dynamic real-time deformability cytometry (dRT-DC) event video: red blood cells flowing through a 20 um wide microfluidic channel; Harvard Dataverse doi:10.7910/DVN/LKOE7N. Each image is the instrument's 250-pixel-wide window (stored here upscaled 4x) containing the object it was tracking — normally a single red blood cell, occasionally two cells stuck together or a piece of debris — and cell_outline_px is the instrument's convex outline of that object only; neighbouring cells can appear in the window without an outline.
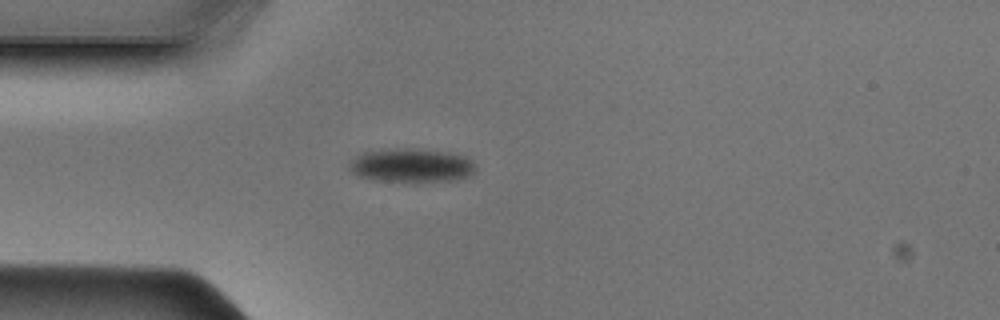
{"species": "Egyptian fruit bat (a non-hibernating species)", "species_latin": "Rousettus aegyptiacus", "temperature_condition": "cold", "stored_images_in_passage": 27, "camera_frame_rate_fps": 3000, "um_per_image_px": 0.085, "animal": {"sex": "male"}, "frame": {"image": 1, "passage_image": 1, "time_ms": 0.0, "image_size_px": [1000, 320], "cell_outline_px": [[476, 168], [464, 180], [416, 184], [408, 184], [368, 180], [352, 172], [348, 168], [348, 164], [356, 156], [364, 152], [404, 148], [408, 148], [448, 152], [464, 156], [472, 160], [476, 164]], "centroid_in_image_um": [35.0, 14.13], "position_along_channel_um": 50.0, "area_um2": 25.95}}
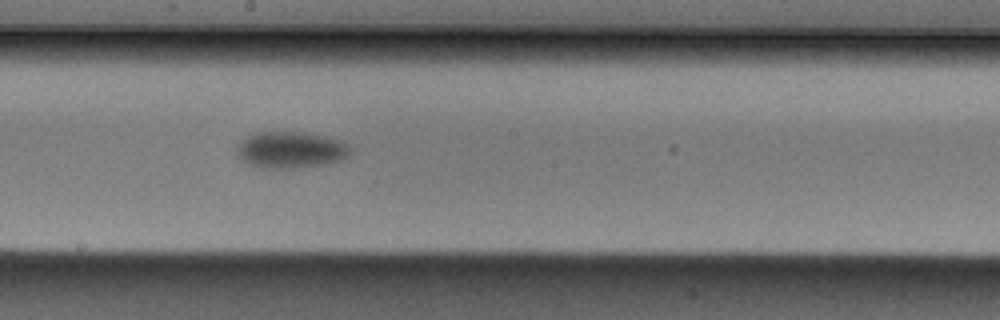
{"frame": {"image": 2, "passage_image": 14, "time_ms": 4.333, "image_size_px": [1000, 320], "cell_outline_px": [[352, 148], [348, 156], [340, 160], [324, 164], [296, 168], [260, 168], [248, 164], [240, 156], [236, 148], [248, 136], [256, 132], [304, 132], [324, 136], [340, 140], [348, 144]], "centroid_in_image_um": [24.75, 12.74], "position_along_channel_um": 223.5, "area_um2": 23.99}}
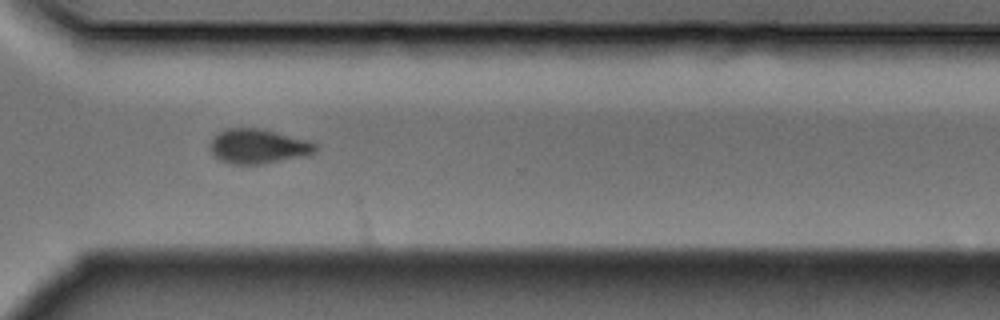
{"frame": {"image": 3, "passage_image": 23, "time_ms": 7.333, "image_size_px": [1000, 320], "cell_outline_px": [[316, 152], [304, 156], [260, 164], [232, 164], [220, 160], [208, 148], [208, 144], [212, 136], [216, 132], [228, 128], [260, 128], [312, 140], [316, 144]], "centroid_in_image_um": [21.92, 12.41], "position_along_channel_um": 348.7, "area_um2": 21.56}}